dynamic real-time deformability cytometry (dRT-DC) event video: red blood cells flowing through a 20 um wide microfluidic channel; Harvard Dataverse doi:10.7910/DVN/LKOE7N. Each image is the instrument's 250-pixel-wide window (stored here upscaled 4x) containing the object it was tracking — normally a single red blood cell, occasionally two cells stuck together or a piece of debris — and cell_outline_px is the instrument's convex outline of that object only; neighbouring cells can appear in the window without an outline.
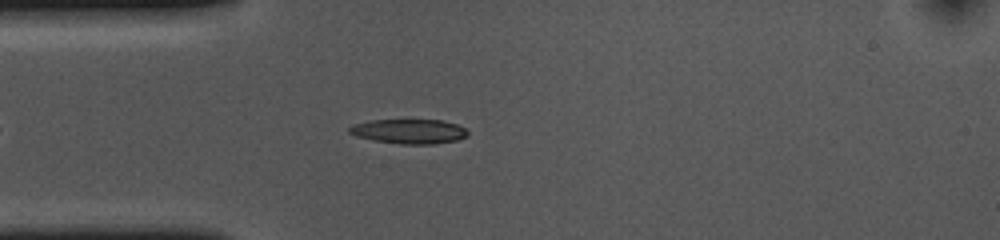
{"species": "common noctule bat (a hibernating species)", "species_latin": "Nyctalus noctula", "temperature_condition": "cold", "stored_images_in_passage": 49, "camera_frame_rate_fps": 3000, "um_per_image_px": 0.085, "animal": {"sex": "female", "body_mass_g": 10.0, "forearm_length_mm": 53.1}, "frame": {"image": 1, "passage_image": 9, "time_ms": 2.667, "image_size_px": [1000, 240], "cell_outline_px": [[468, 136], [456, 140], [436, 144], [400, 144], [376, 140], [356, 136], [348, 132], [348, 128], [352, 124], [368, 120], [444, 120], [456, 124], [464, 128], [468, 132]], "centroid_in_image_um": [34.77, 11.16], "position_along_channel_um": 50.2, "area_um2": 16.99}}
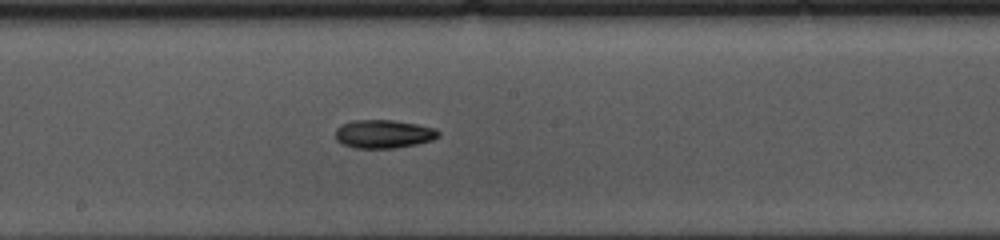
{"frame": {"image": 2, "passage_image": 23, "time_ms": 7.333, "image_size_px": [1000, 240], "cell_outline_px": [[440, 136], [432, 140], [416, 144], [396, 148], [356, 148], [344, 144], [336, 140], [336, 128], [340, 124], [352, 120], [392, 120], [416, 124], [436, 128], [440, 132]], "centroid_in_image_um": [32.61, 11.38], "position_along_channel_um": 215.6, "area_um2": 17.11}}
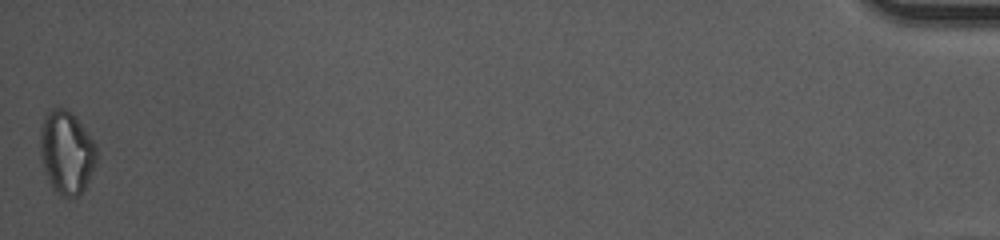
{"frame": {"image": 3, "passage_image": 49, "time_ms": 16.0, "image_size_px": [1000, 240], "cell_outline_px": [[96, 160], [92, 172], [80, 196], [60, 196], [52, 188], [44, 172], [40, 160], [40, 128], [44, 116], [52, 108], [64, 108], [80, 124], [96, 144]], "centroid_in_image_um": [5.62, 12.99], "position_along_channel_um": 429.6, "area_um2": 27.11}, "authors_computed_cell_mechanics": {"area_um2": 16.9354, "velocity_mm_per_s": 3.6483, "shape_relaxation_time_tau1_ms": 4.4341, "shape_relaxation_time_tau2_ms": null, "deformation_change_tau1": 0.1148, "deformation_change_tau2": null}}